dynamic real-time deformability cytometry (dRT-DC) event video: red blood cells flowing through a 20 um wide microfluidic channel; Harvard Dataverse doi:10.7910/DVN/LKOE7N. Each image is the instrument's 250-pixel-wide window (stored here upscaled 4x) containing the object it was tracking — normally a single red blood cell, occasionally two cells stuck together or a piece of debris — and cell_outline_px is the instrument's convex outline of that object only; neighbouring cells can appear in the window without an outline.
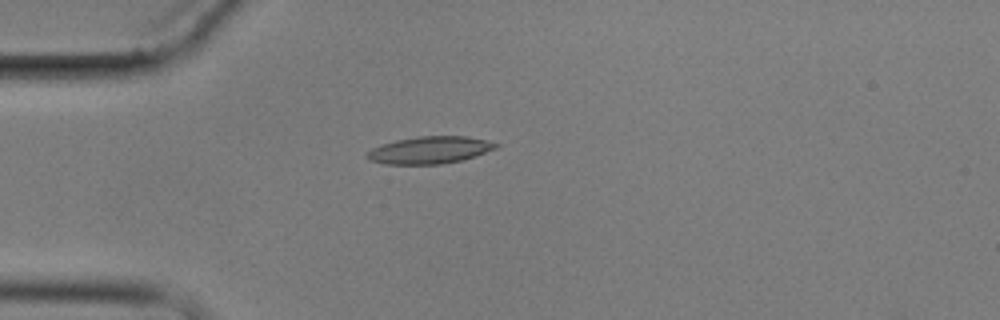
{"species": "common noctule bat (a hibernating species)", "species_latin": "Nyctalus noctula", "temperature_condition": "cold", "stored_images_in_passage": 1, "camera_frame_rate_fps": 3000, "um_per_image_px": 0.085, "animal": {"sex": "male", "body_mass_g": 17.9}, "frame": {"image": 1, "passage_image": 1, "time_ms": 0.0, "image_size_px": [1000, 320], "cell_outline_px": [[500, 144], [496, 148], [476, 156], [460, 160], [440, 164], [384, 164], [368, 160], [364, 156], [372, 148], [396, 140], [416, 136], [464, 136], [484, 140]], "centroid_in_image_um": [36.49, 12.76], "position_along_channel_um": 48.5, "area_um2": 20.29}}